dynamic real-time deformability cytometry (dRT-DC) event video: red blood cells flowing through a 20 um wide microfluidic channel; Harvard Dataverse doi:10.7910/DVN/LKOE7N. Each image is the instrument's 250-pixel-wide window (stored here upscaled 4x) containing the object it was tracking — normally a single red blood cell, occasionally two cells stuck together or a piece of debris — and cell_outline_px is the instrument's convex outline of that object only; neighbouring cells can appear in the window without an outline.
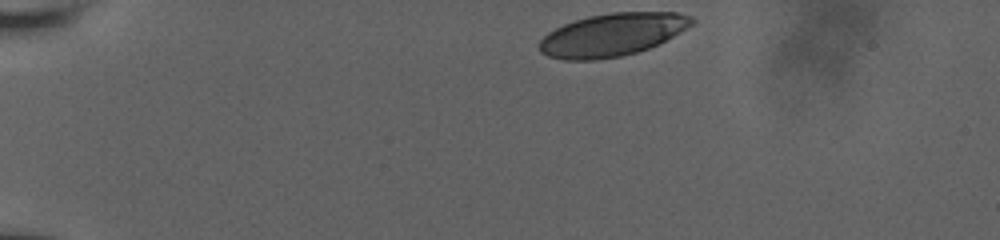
{"species": "human", "species_latin": "Homo sapiens", "temperature_condition": "room temperature", "stored_images_in_passage": 65, "camera_frame_rate_fps": 3000, "um_per_image_px": 0.085, "donor": {"sex": "male"}, "frame": {"image": 1, "passage_image": 1, "time_ms": 0.0, "image_size_px": [1000, 240], "cell_outline_px": [[696, 20], [692, 24], [680, 32], [648, 48], [636, 52], [620, 56], [596, 60], [564, 60], [548, 56], [540, 52], [540, 40], [548, 32], [564, 24], [588, 16], [612, 12], [680, 12], [692, 16]], "centroid_in_image_um": [52.04, 2.94], "position_along_channel_um": 33.0, "area_um2": 37.8}}
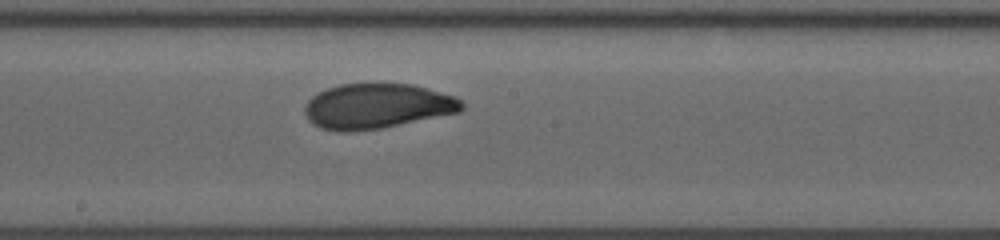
{"frame": {"image": 2, "passage_image": 35, "time_ms": 7.0, "image_size_px": [1000, 240], "cell_outline_px": [[464, 108], [460, 112], [380, 128], [348, 132], [340, 132], [320, 128], [312, 124], [308, 120], [304, 112], [304, 108], [308, 100], [312, 96], [328, 88], [340, 84], [412, 84], [428, 88], [456, 96], [464, 104]], "centroid_in_image_um": [32.04, 9.02], "position_along_channel_um": 216.2, "area_um2": 41.21}}
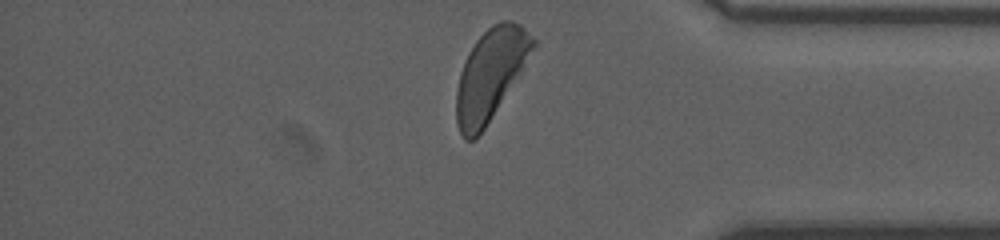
{"frame": {"image": 3, "passage_image": 64, "time_ms": 12.0, "image_size_px": [1000, 240], "cell_outline_px": [[536, 44], [484, 128], [472, 140], [464, 140], [456, 124], [456, 92], [460, 72], [464, 60], [468, 52], [476, 40], [492, 24], [500, 20], [512, 20], [520, 24], [536, 40]], "centroid_in_image_um": [41.63, 6.29], "position_along_channel_um": 393.6, "area_um2": 39.42}, "authors_computed_cell_mechanics": {"area_um2": 40.46, "velocity_mm_per_s": 3.8329, "shape_relaxation_time_tau1_ms": 5.1988, "shape_relaxation_time_tau2_ms": 0.8983, "deformation_change_tau1": 0.207, "deformation_change_tau2": 0.0575}}